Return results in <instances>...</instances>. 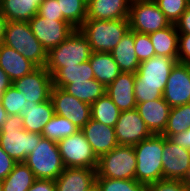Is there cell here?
<instances>
[{
	"instance_id": "1",
	"label": "cell",
	"mask_w": 190,
	"mask_h": 191,
	"mask_svg": "<svg viewBox=\"0 0 190 191\" xmlns=\"http://www.w3.org/2000/svg\"><path fill=\"white\" fill-rule=\"evenodd\" d=\"M178 60L165 56H153L140 62L135 73L134 94L136 103L163 98L168 77Z\"/></svg>"
},
{
	"instance_id": "2",
	"label": "cell",
	"mask_w": 190,
	"mask_h": 191,
	"mask_svg": "<svg viewBox=\"0 0 190 191\" xmlns=\"http://www.w3.org/2000/svg\"><path fill=\"white\" fill-rule=\"evenodd\" d=\"M42 138L41 134L23 128L20 115L8 116L0 130V146L16 162H24Z\"/></svg>"
},
{
	"instance_id": "3",
	"label": "cell",
	"mask_w": 190,
	"mask_h": 191,
	"mask_svg": "<svg viewBox=\"0 0 190 191\" xmlns=\"http://www.w3.org/2000/svg\"><path fill=\"white\" fill-rule=\"evenodd\" d=\"M136 156L135 180L145 185L163 179L162 151L164 136L152 134L133 145Z\"/></svg>"
},
{
	"instance_id": "4",
	"label": "cell",
	"mask_w": 190,
	"mask_h": 191,
	"mask_svg": "<svg viewBox=\"0 0 190 191\" xmlns=\"http://www.w3.org/2000/svg\"><path fill=\"white\" fill-rule=\"evenodd\" d=\"M91 46L92 52L110 53L130 30L128 19L85 20L78 28Z\"/></svg>"
},
{
	"instance_id": "5",
	"label": "cell",
	"mask_w": 190,
	"mask_h": 191,
	"mask_svg": "<svg viewBox=\"0 0 190 191\" xmlns=\"http://www.w3.org/2000/svg\"><path fill=\"white\" fill-rule=\"evenodd\" d=\"M91 54L89 42L75 29L65 41L48 51L45 68L53 76L60 68L88 61Z\"/></svg>"
},
{
	"instance_id": "6",
	"label": "cell",
	"mask_w": 190,
	"mask_h": 191,
	"mask_svg": "<svg viewBox=\"0 0 190 191\" xmlns=\"http://www.w3.org/2000/svg\"><path fill=\"white\" fill-rule=\"evenodd\" d=\"M3 44L17 51L37 67H45L48 52L34 36L28 22L8 21Z\"/></svg>"
},
{
	"instance_id": "7",
	"label": "cell",
	"mask_w": 190,
	"mask_h": 191,
	"mask_svg": "<svg viewBox=\"0 0 190 191\" xmlns=\"http://www.w3.org/2000/svg\"><path fill=\"white\" fill-rule=\"evenodd\" d=\"M24 162L36 179L56 180L65 169L58 143L44 137Z\"/></svg>"
},
{
	"instance_id": "8",
	"label": "cell",
	"mask_w": 190,
	"mask_h": 191,
	"mask_svg": "<svg viewBox=\"0 0 190 191\" xmlns=\"http://www.w3.org/2000/svg\"><path fill=\"white\" fill-rule=\"evenodd\" d=\"M136 156L132 145H117L98 158L96 177L135 179Z\"/></svg>"
},
{
	"instance_id": "9",
	"label": "cell",
	"mask_w": 190,
	"mask_h": 191,
	"mask_svg": "<svg viewBox=\"0 0 190 191\" xmlns=\"http://www.w3.org/2000/svg\"><path fill=\"white\" fill-rule=\"evenodd\" d=\"M129 26L132 31L150 34L171 25L154 0L130 3Z\"/></svg>"
},
{
	"instance_id": "10",
	"label": "cell",
	"mask_w": 190,
	"mask_h": 191,
	"mask_svg": "<svg viewBox=\"0 0 190 191\" xmlns=\"http://www.w3.org/2000/svg\"><path fill=\"white\" fill-rule=\"evenodd\" d=\"M58 147L65 167L97 168L98 158L81 130L61 139Z\"/></svg>"
},
{
	"instance_id": "11",
	"label": "cell",
	"mask_w": 190,
	"mask_h": 191,
	"mask_svg": "<svg viewBox=\"0 0 190 191\" xmlns=\"http://www.w3.org/2000/svg\"><path fill=\"white\" fill-rule=\"evenodd\" d=\"M51 100L54 114L68 118L80 130L91 119V105L78 100L62 88L52 87Z\"/></svg>"
},
{
	"instance_id": "12",
	"label": "cell",
	"mask_w": 190,
	"mask_h": 191,
	"mask_svg": "<svg viewBox=\"0 0 190 191\" xmlns=\"http://www.w3.org/2000/svg\"><path fill=\"white\" fill-rule=\"evenodd\" d=\"M12 85L24 93L26 101L42 103L51 98L52 75L45 67H37L31 73L13 81Z\"/></svg>"
},
{
	"instance_id": "13",
	"label": "cell",
	"mask_w": 190,
	"mask_h": 191,
	"mask_svg": "<svg viewBox=\"0 0 190 191\" xmlns=\"http://www.w3.org/2000/svg\"><path fill=\"white\" fill-rule=\"evenodd\" d=\"M31 31L48 52L57 47L75 30L67 21L46 19L36 14L29 22Z\"/></svg>"
},
{
	"instance_id": "14",
	"label": "cell",
	"mask_w": 190,
	"mask_h": 191,
	"mask_svg": "<svg viewBox=\"0 0 190 191\" xmlns=\"http://www.w3.org/2000/svg\"><path fill=\"white\" fill-rule=\"evenodd\" d=\"M163 179L184 181L190 171V150L164 136Z\"/></svg>"
},
{
	"instance_id": "15",
	"label": "cell",
	"mask_w": 190,
	"mask_h": 191,
	"mask_svg": "<svg viewBox=\"0 0 190 191\" xmlns=\"http://www.w3.org/2000/svg\"><path fill=\"white\" fill-rule=\"evenodd\" d=\"M114 131L119 145L133 146L152 135L136 108L121 111Z\"/></svg>"
},
{
	"instance_id": "16",
	"label": "cell",
	"mask_w": 190,
	"mask_h": 191,
	"mask_svg": "<svg viewBox=\"0 0 190 191\" xmlns=\"http://www.w3.org/2000/svg\"><path fill=\"white\" fill-rule=\"evenodd\" d=\"M163 98L170 107L190 103V64L177 62L172 68Z\"/></svg>"
},
{
	"instance_id": "17",
	"label": "cell",
	"mask_w": 190,
	"mask_h": 191,
	"mask_svg": "<svg viewBox=\"0 0 190 191\" xmlns=\"http://www.w3.org/2000/svg\"><path fill=\"white\" fill-rule=\"evenodd\" d=\"M97 158L110 152L118 144L114 127L90 119L81 129Z\"/></svg>"
},
{
	"instance_id": "18",
	"label": "cell",
	"mask_w": 190,
	"mask_h": 191,
	"mask_svg": "<svg viewBox=\"0 0 190 191\" xmlns=\"http://www.w3.org/2000/svg\"><path fill=\"white\" fill-rule=\"evenodd\" d=\"M136 110L152 134H162L164 132L171 110L164 98L137 103Z\"/></svg>"
},
{
	"instance_id": "19",
	"label": "cell",
	"mask_w": 190,
	"mask_h": 191,
	"mask_svg": "<svg viewBox=\"0 0 190 191\" xmlns=\"http://www.w3.org/2000/svg\"><path fill=\"white\" fill-rule=\"evenodd\" d=\"M135 73L121 72L119 76L106 87V94L119 108L126 111L136 108L134 94Z\"/></svg>"
},
{
	"instance_id": "20",
	"label": "cell",
	"mask_w": 190,
	"mask_h": 191,
	"mask_svg": "<svg viewBox=\"0 0 190 191\" xmlns=\"http://www.w3.org/2000/svg\"><path fill=\"white\" fill-rule=\"evenodd\" d=\"M96 169L65 167L55 180L56 191H87L96 183Z\"/></svg>"
},
{
	"instance_id": "21",
	"label": "cell",
	"mask_w": 190,
	"mask_h": 191,
	"mask_svg": "<svg viewBox=\"0 0 190 191\" xmlns=\"http://www.w3.org/2000/svg\"><path fill=\"white\" fill-rule=\"evenodd\" d=\"M130 0H91L87 3L86 20L128 19Z\"/></svg>"
},
{
	"instance_id": "22",
	"label": "cell",
	"mask_w": 190,
	"mask_h": 191,
	"mask_svg": "<svg viewBox=\"0 0 190 191\" xmlns=\"http://www.w3.org/2000/svg\"><path fill=\"white\" fill-rule=\"evenodd\" d=\"M26 109L20 114L23 118V128L27 132L42 134L45 125L54 115L51 98L42 103L26 101Z\"/></svg>"
},
{
	"instance_id": "23",
	"label": "cell",
	"mask_w": 190,
	"mask_h": 191,
	"mask_svg": "<svg viewBox=\"0 0 190 191\" xmlns=\"http://www.w3.org/2000/svg\"><path fill=\"white\" fill-rule=\"evenodd\" d=\"M0 68L13 82L31 73L37 66L14 49L2 43L0 44Z\"/></svg>"
},
{
	"instance_id": "24",
	"label": "cell",
	"mask_w": 190,
	"mask_h": 191,
	"mask_svg": "<svg viewBox=\"0 0 190 191\" xmlns=\"http://www.w3.org/2000/svg\"><path fill=\"white\" fill-rule=\"evenodd\" d=\"M110 54L121 72L136 73L140 62L135 51L134 31L130 29Z\"/></svg>"
},
{
	"instance_id": "25",
	"label": "cell",
	"mask_w": 190,
	"mask_h": 191,
	"mask_svg": "<svg viewBox=\"0 0 190 191\" xmlns=\"http://www.w3.org/2000/svg\"><path fill=\"white\" fill-rule=\"evenodd\" d=\"M43 0H0V10L7 21L29 22L38 14Z\"/></svg>"
},
{
	"instance_id": "26",
	"label": "cell",
	"mask_w": 190,
	"mask_h": 191,
	"mask_svg": "<svg viewBox=\"0 0 190 191\" xmlns=\"http://www.w3.org/2000/svg\"><path fill=\"white\" fill-rule=\"evenodd\" d=\"M94 78L107 87L111 84L121 73L118 64L110 53L92 52L89 57Z\"/></svg>"
},
{
	"instance_id": "27",
	"label": "cell",
	"mask_w": 190,
	"mask_h": 191,
	"mask_svg": "<svg viewBox=\"0 0 190 191\" xmlns=\"http://www.w3.org/2000/svg\"><path fill=\"white\" fill-rule=\"evenodd\" d=\"M178 36L175 24L149 34L155 55L178 60Z\"/></svg>"
},
{
	"instance_id": "28",
	"label": "cell",
	"mask_w": 190,
	"mask_h": 191,
	"mask_svg": "<svg viewBox=\"0 0 190 191\" xmlns=\"http://www.w3.org/2000/svg\"><path fill=\"white\" fill-rule=\"evenodd\" d=\"M94 78V72L88 61L76 66H66L60 68L53 76V86L64 88L67 84L75 81H88Z\"/></svg>"
},
{
	"instance_id": "29",
	"label": "cell",
	"mask_w": 190,
	"mask_h": 191,
	"mask_svg": "<svg viewBox=\"0 0 190 191\" xmlns=\"http://www.w3.org/2000/svg\"><path fill=\"white\" fill-rule=\"evenodd\" d=\"M63 90L78 100L90 105L106 93V87L96 79L75 81L67 84Z\"/></svg>"
},
{
	"instance_id": "30",
	"label": "cell",
	"mask_w": 190,
	"mask_h": 191,
	"mask_svg": "<svg viewBox=\"0 0 190 191\" xmlns=\"http://www.w3.org/2000/svg\"><path fill=\"white\" fill-rule=\"evenodd\" d=\"M35 180L34 173L25 162H17L2 181V191H28Z\"/></svg>"
},
{
	"instance_id": "31",
	"label": "cell",
	"mask_w": 190,
	"mask_h": 191,
	"mask_svg": "<svg viewBox=\"0 0 190 191\" xmlns=\"http://www.w3.org/2000/svg\"><path fill=\"white\" fill-rule=\"evenodd\" d=\"M121 111L105 93L91 104V118L110 127H114Z\"/></svg>"
},
{
	"instance_id": "32",
	"label": "cell",
	"mask_w": 190,
	"mask_h": 191,
	"mask_svg": "<svg viewBox=\"0 0 190 191\" xmlns=\"http://www.w3.org/2000/svg\"><path fill=\"white\" fill-rule=\"evenodd\" d=\"M78 130L68 118H64L58 114H54L50 121L45 125L42 136L55 142H59L61 139L73 135Z\"/></svg>"
},
{
	"instance_id": "33",
	"label": "cell",
	"mask_w": 190,
	"mask_h": 191,
	"mask_svg": "<svg viewBox=\"0 0 190 191\" xmlns=\"http://www.w3.org/2000/svg\"><path fill=\"white\" fill-rule=\"evenodd\" d=\"M60 14L75 29H78L87 18V3L83 0H57Z\"/></svg>"
},
{
	"instance_id": "34",
	"label": "cell",
	"mask_w": 190,
	"mask_h": 191,
	"mask_svg": "<svg viewBox=\"0 0 190 191\" xmlns=\"http://www.w3.org/2000/svg\"><path fill=\"white\" fill-rule=\"evenodd\" d=\"M190 127V103L171 107L167 126L162 133L169 138L173 134L182 133Z\"/></svg>"
},
{
	"instance_id": "35",
	"label": "cell",
	"mask_w": 190,
	"mask_h": 191,
	"mask_svg": "<svg viewBox=\"0 0 190 191\" xmlns=\"http://www.w3.org/2000/svg\"><path fill=\"white\" fill-rule=\"evenodd\" d=\"M101 191H145V184L135 179H111L96 177Z\"/></svg>"
},
{
	"instance_id": "36",
	"label": "cell",
	"mask_w": 190,
	"mask_h": 191,
	"mask_svg": "<svg viewBox=\"0 0 190 191\" xmlns=\"http://www.w3.org/2000/svg\"><path fill=\"white\" fill-rule=\"evenodd\" d=\"M23 92H19L11 85L2 95L1 103L8 116L20 115L26 109V99Z\"/></svg>"
},
{
	"instance_id": "37",
	"label": "cell",
	"mask_w": 190,
	"mask_h": 191,
	"mask_svg": "<svg viewBox=\"0 0 190 191\" xmlns=\"http://www.w3.org/2000/svg\"><path fill=\"white\" fill-rule=\"evenodd\" d=\"M171 24H175L189 7V0H154Z\"/></svg>"
},
{
	"instance_id": "38",
	"label": "cell",
	"mask_w": 190,
	"mask_h": 191,
	"mask_svg": "<svg viewBox=\"0 0 190 191\" xmlns=\"http://www.w3.org/2000/svg\"><path fill=\"white\" fill-rule=\"evenodd\" d=\"M134 42L135 51L139 62L155 56L154 46L150 40L149 34H143L134 31Z\"/></svg>"
},
{
	"instance_id": "39",
	"label": "cell",
	"mask_w": 190,
	"mask_h": 191,
	"mask_svg": "<svg viewBox=\"0 0 190 191\" xmlns=\"http://www.w3.org/2000/svg\"><path fill=\"white\" fill-rule=\"evenodd\" d=\"M145 191H188V188L184 184V181L162 179L147 184Z\"/></svg>"
},
{
	"instance_id": "40",
	"label": "cell",
	"mask_w": 190,
	"mask_h": 191,
	"mask_svg": "<svg viewBox=\"0 0 190 191\" xmlns=\"http://www.w3.org/2000/svg\"><path fill=\"white\" fill-rule=\"evenodd\" d=\"M38 15L46 19L66 21L63 15L60 14V7L57 0H43L39 6Z\"/></svg>"
},
{
	"instance_id": "41",
	"label": "cell",
	"mask_w": 190,
	"mask_h": 191,
	"mask_svg": "<svg viewBox=\"0 0 190 191\" xmlns=\"http://www.w3.org/2000/svg\"><path fill=\"white\" fill-rule=\"evenodd\" d=\"M178 62L190 64V34L178 36Z\"/></svg>"
},
{
	"instance_id": "42",
	"label": "cell",
	"mask_w": 190,
	"mask_h": 191,
	"mask_svg": "<svg viewBox=\"0 0 190 191\" xmlns=\"http://www.w3.org/2000/svg\"><path fill=\"white\" fill-rule=\"evenodd\" d=\"M17 162L11 158L0 146V180L3 181L13 170Z\"/></svg>"
},
{
	"instance_id": "43",
	"label": "cell",
	"mask_w": 190,
	"mask_h": 191,
	"mask_svg": "<svg viewBox=\"0 0 190 191\" xmlns=\"http://www.w3.org/2000/svg\"><path fill=\"white\" fill-rule=\"evenodd\" d=\"M175 26L179 34H190V7L180 16Z\"/></svg>"
},
{
	"instance_id": "44",
	"label": "cell",
	"mask_w": 190,
	"mask_h": 191,
	"mask_svg": "<svg viewBox=\"0 0 190 191\" xmlns=\"http://www.w3.org/2000/svg\"><path fill=\"white\" fill-rule=\"evenodd\" d=\"M28 191H56L55 180L36 179Z\"/></svg>"
},
{
	"instance_id": "45",
	"label": "cell",
	"mask_w": 190,
	"mask_h": 191,
	"mask_svg": "<svg viewBox=\"0 0 190 191\" xmlns=\"http://www.w3.org/2000/svg\"><path fill=\"white\" fill-rule=\"evenodd\" d=\"M169 139L175 144L190 150V127L182 133L171 135Z\"/></svg>"
},
{
	"instance_id": "46",
	"label": "cell",
	"mask_w": 190,
	"mask_h": 191,
	"mask_svg": "<svg viewBox=\"0 0 190 191\" xmlns=\"http://www.w3.org/2000/svg\"><path fill=\"white\" fill-rule=\"evenodd\" d=\"M12 85V81L8 75L0 68V101L3 93Z\"/></svg>"
},
{
	"instance_id": "47",
	"label": "cell",
	"mask_w": 190,
	"mask_h": 191,
	"mask_svg": "<svg viewBox=\"0 0 190 191\" xmlns=\"http://www.w3.org/2000/svg\"><path fill=\"white\" fill-rule=\"evenodd\" d=\"M7 22L8 21L6 20V17L2 14L0 10V44H2L4 40Z\"/></svg>"
},
{
	"instance_id": "48",
	"label": "cell",
	"mask_w": 190,
	"mask_h": 191,
	"mask_svg": "<svg viewBox=\"0 0 190 191\" xmlns=\"http://www.w3.org/2000/svg\"><path fill=\"white\" fill-rule=\"evenodd\" d=\"M7 117H8V114L6 110L3 108L2 103L0 101V130L3 124L5 123V121L7 120Z\"/></svg>"
},
{
	"instance_id": "49",
	"label": "cell",
	"mask_w": 190,
	"mask_h": 191,
	"mask_svg": "<svg viewBox=\"0 0 190 191\" xmlns=\"http://www.w3.org/2000/svg\"><path fill=\"white\" fill-rule=\"evenodd\" d=\"M87 191H101L97 183L93 184Z\"/></svg>"
},
{
	"instance_id": "50",
	"label": "cell",
	"mask_w": 190,
	"mask_h": 191,
	"mask_svg": "<svg viewBox=\"0 0 190 191\" xmlns=\"http://www.w3.org/2000/svg\"><path fill=\"white\" fill-rule=\"evenodd\" d=\"M184 184L187 186V188H190V171L187 177L184 179Z\"/></svg>"
},
{
	"instance_id": "51",
	"label": "cell",
	"mask_w": 190,
	"mask_h": 191,
	"mask_svg": "<svg viewBox=\"0 0 190 191\" xmlns=\"http://www.w3.org/2000/svg\"><path fill=\"white\" fill-rule=\"evenodd\" d=\"M0 191H2V181L0 180Z\"/></svg>"
},
{
	"instance_id": "52",
	"label": "cell",
	"mask_w": 190,
	"mask_h": 191,
	"mask_svg": "<svg viewBox=\"0 0 190 191\" xmlns=\"http://www.w3.org/2000/svg\"><path fill=\"white\" fill-rule=\"evenodd\" d=\"M83 1H85L86 3H89L91 0H83Z\"/></svg>"
}]
</instances>
